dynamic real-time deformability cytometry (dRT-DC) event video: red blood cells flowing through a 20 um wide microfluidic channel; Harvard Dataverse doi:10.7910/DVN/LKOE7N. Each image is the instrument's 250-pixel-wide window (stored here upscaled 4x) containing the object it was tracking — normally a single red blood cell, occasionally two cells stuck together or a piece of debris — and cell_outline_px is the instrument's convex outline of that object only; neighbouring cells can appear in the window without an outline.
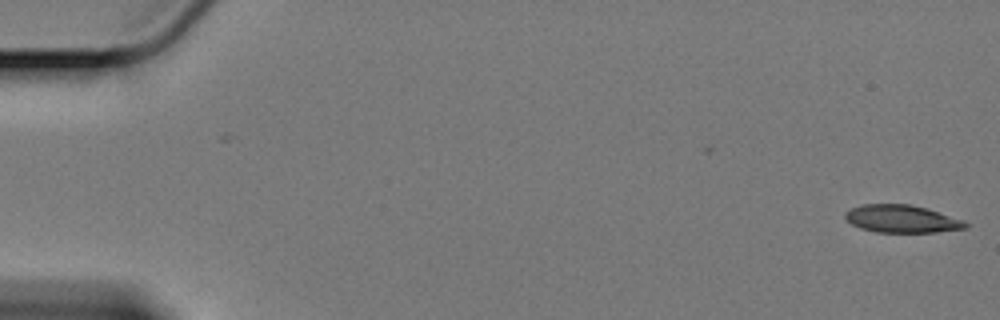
{"species": "Egyptian fruit bat (a non-hibernating species)", "species_latin": "Rousettus aegyptiacus", "temperature_condition": "cold", "stored_images_in_passage": 47, "camera_frame_rate_fps": 3000, "um_per_image_px": 0.085, "animal": {"sex": "female"}, "frame": {"image": 1, "passage_image": 1, "time_ms": 0.0, "image_size_px": [1000, 320], "cell_outline_px": [[968, 228], [936, 232], [876, 232], [860, 228], [852, 224], [844, 216], [844, 212], [852, 208], [864, 204], [908, 204], [928, 208], [964, 220], [968, 224]], "centroid_in_image_um": [76.68, 18.6], "position_along_channel_um": 8.3, "area_um2": 19.42}}
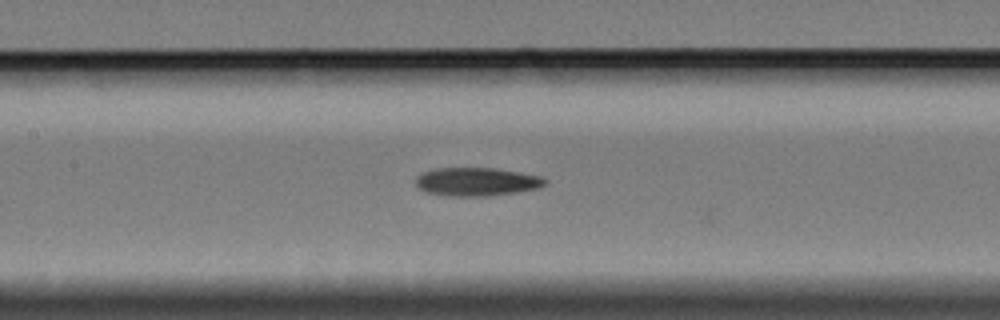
{"frame": {"image": 2, "passage_image": 28, "time_ms": 9.0, "image_size_px": [1000, 320], "cell_outline_px": [[548, 180], [540, 188], [516, 192], [488, 196], [448, 196], [428, 192], [420, 188], [416, 184], [416, 176], [420, 172], [436, 168], [496, 168], [544, 176]], "centroid_in_image_um": [40.54, 15.44], "position_along_channel_um": 166.9, "area_um2": 21.56}}
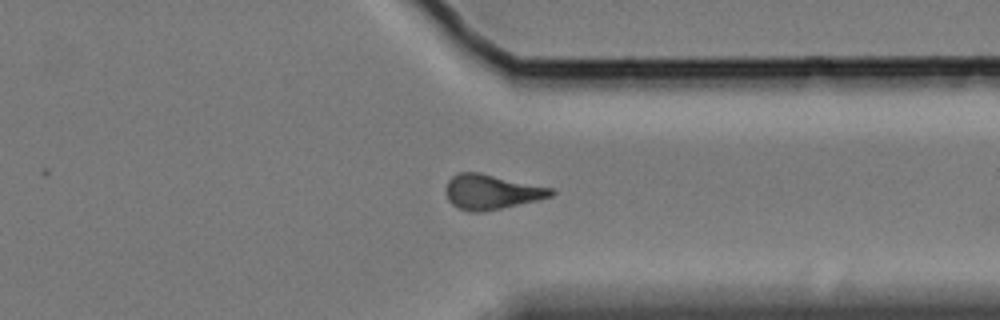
{"frame": {"image": 3, "passage_image": 46, "time_ms": 15.0, "image_size_px": [1000, 320], "cell_outline_px": [[556, 192], [552, 196], [536, 200], [484, 212], [468, 212], [452, 204], [448, 200], [444, 192], [444, 188], [448, 180], [456, 172], [480, 172], [552, 188]], "centroid_in_image_um": [41.72, 16.3], "position_along_channel_um": 369.7, "area_um2": 21.5}}